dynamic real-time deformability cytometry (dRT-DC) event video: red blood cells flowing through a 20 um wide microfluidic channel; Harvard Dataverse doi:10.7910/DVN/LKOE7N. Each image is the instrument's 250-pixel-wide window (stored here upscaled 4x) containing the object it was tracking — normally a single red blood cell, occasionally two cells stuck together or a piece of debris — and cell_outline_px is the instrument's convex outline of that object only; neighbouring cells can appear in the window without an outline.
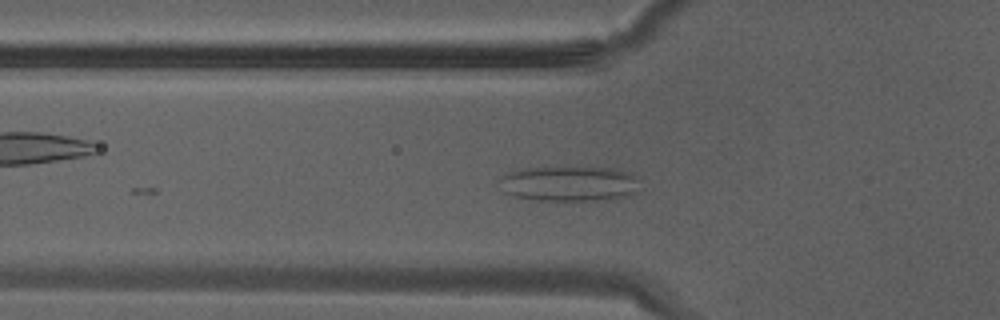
{"species": "Egyptian fruit bat (a non-hibernating species)", "species_latin": "Rousettus aegyptiacus", "temperature_condition": "warm", "stored_images_in_passage": 8, "camera_frame_rate_fps": 3000, "um_per_image_px": 0.085, "animal": {"sex": "male"}, "frame": {"image": 1, "passage_image": 8, "time_ms": 2.333, "image_size_px": [1000, 320], "cell_outline_px": [[636, 176], [632, 192], [628, 196], [600, 200], [536, 200], [512, 196], [504, 192], [500, 180], [508, 172], [520, 168], [580, 164], [620, 168], [632, 172]], "centroid_in_image_um": [48.36, 15.53], "position_along_channel_um": 77.4, "area_um2": 29.77}}